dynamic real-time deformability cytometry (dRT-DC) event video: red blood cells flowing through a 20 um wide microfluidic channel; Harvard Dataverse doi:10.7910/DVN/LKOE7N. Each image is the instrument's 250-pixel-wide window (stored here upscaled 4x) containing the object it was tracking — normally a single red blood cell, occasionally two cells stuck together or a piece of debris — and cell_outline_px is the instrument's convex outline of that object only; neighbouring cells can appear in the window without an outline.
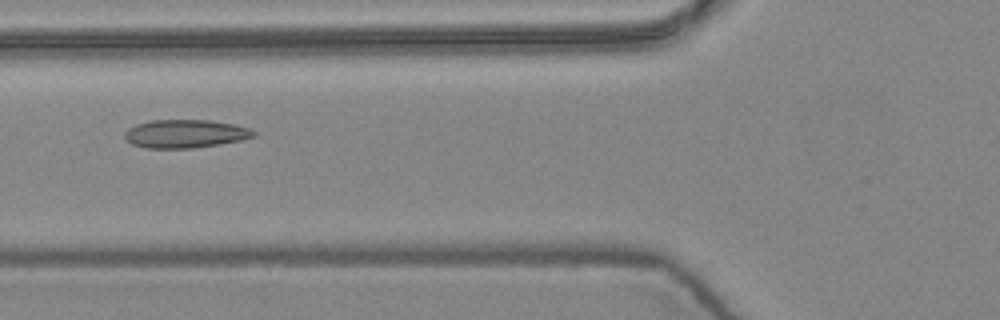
{"species": "common noctule bat (a hibernating species)", "species_latin": "Nyctalus noctula", "temperature_condition": "warm", "stored_images_in_passage": 7, "camera_frame_rate_fps": 3000, "um_per_image_px": 0.085, "animal": {"sex": "female", "body_mass_g": 24.6, "forearm_length_mm": 56.2}, "frame": {"image": 1, "passage_image": 5, "time_ms": 1.333, "image_size_px": [1000, 320], "cell_outline_px": [[256, 136], [244, 140], [220, 144], [192, 148], [148, 148], [132, 144], [124, 140], [124, 132], [128, 128], [136, 124], [152, 120], [212, 120], [236, 124], [248, 128], [256, 132]], "centroid_in_image_um": [15.76, 11.36], "position_along_channel_um": 110.0, "area_um2": 21.5}}
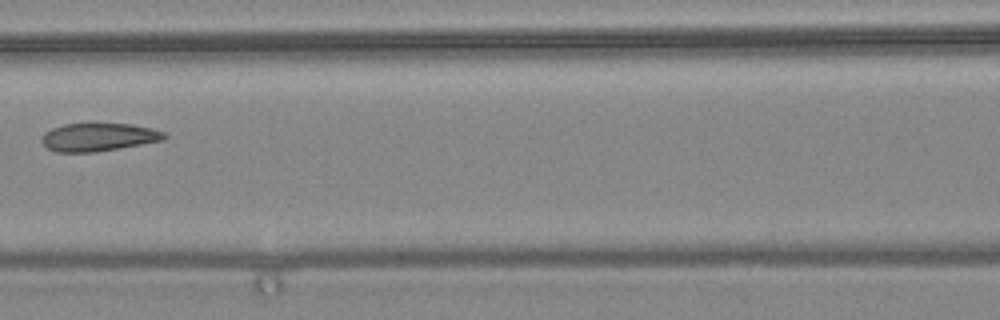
{"frame": {"image": 2, "passage_image": 6, "time_ms": 1.667, "image_size_px": [1000, 320], "cell_outline_px": [[168, 136], [164, 140], [96, 152], [56, 152], [48, 148], [40, 140], [44, 132], [52, 128], [64, 124], [132, 124], [152, 128], [164, 132]], "centroid_in_image_um": [8.37, 11.65], "position_along_channel_um": 158.2, "area_um2": 20.0}}
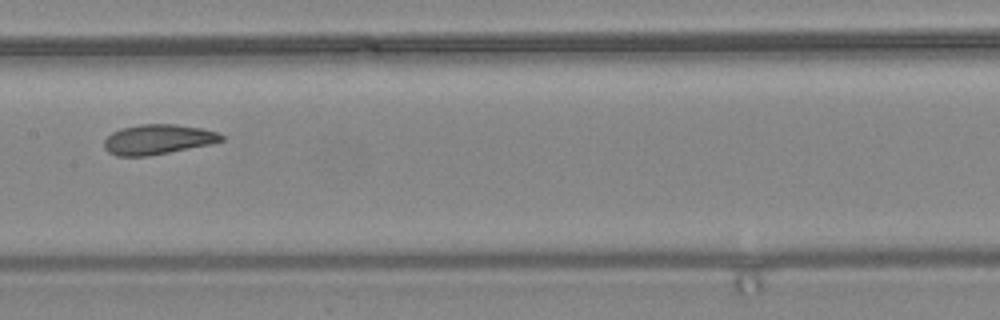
{"frame": {"image": 3, "passage_image": 7, "time_ms": 2.0, "image_size_px": [1000, 320], "cell_outline_px": [[224, 140], [212, 144], [148, 156], [116, 156], [108, 152], [104, 148], [104, 140], [112, 132], [120, 128], [140, 124], [176, 124], [200, 128], [216, 132], [224, 136]], "centroid_in_image_um": [13.4, 11.85], "position_along_channel_um": 194.0, "area_um2": 20.52}}